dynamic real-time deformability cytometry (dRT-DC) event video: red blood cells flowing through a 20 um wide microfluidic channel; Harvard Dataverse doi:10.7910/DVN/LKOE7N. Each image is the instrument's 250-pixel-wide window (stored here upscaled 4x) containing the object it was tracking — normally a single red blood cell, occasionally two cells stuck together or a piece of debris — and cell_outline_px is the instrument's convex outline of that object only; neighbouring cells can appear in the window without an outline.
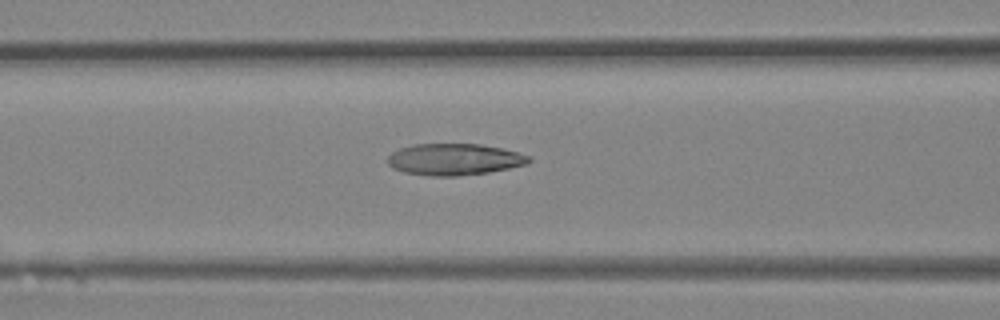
{"species": "Egyptian fruit bat (a non-hibernating species)", "species_latin": "Rousettus aegyptiacus", "temperature_condition": "room temperature", "stored_images_in_passage": 37, "camera_frame_rate_fps": 3000, "um_per_image_px": 0.085, "animal": {"sex": "female"}, "frame": {"image": 1, "passage_image": 15, "time_ms": 4.667, "image_size_px": [1000, 320], "cell_outline_px": [[532, 160], [528, 164], [488, 172], [456, 176], [428, 176], [404, 172], [392, 168], [388, 164], [388, 156], [392, 152], [400, 148], [412, 144], [480, 144], [500, 148], [532, 156]], "centroid_in_image_um": [38.61, 13.55], "position_along_channel_um": 128.0, "area_um2": 26.01}}
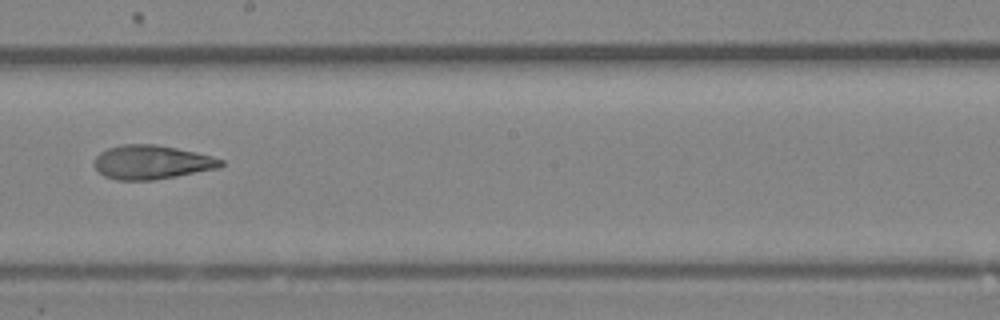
{"frame": {"image": 2, "passage_image": 21, "time_ms": 6.667, "image_size_px": [1000, 320], "cell_outline_px": [[224, 164], [220, 168], [156, 180], [116, 180], [104, 176], [92, 164], [96, 156], [100, 152], [108, 148], [124, 144], [156, 144], [196, 152], [212, 156], [224, 160]], "centroid_in_image_um": [12.9, 13.79], "position_along_channel_um": 235.3, "area_um2": 25.26}}
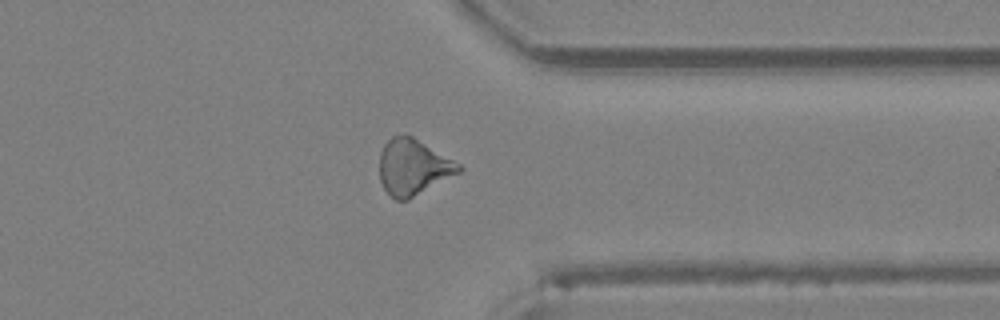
{"frame": {"image": 3, "passage_image": 29, "time_ms": 9.333, "image_size_px": [1000, 320], "cell_outline_px": [[464, 168], [460, 172], [408, 200], [396, 200], [384, 188], [380, 180], [380, 152], [384, 144], [392, 136], [412, 136], [460, 164]], "centroid_in_image_um": [35.11, 14.22], "position_along_channel_um": 376.3, "area_um2": 25.43}}